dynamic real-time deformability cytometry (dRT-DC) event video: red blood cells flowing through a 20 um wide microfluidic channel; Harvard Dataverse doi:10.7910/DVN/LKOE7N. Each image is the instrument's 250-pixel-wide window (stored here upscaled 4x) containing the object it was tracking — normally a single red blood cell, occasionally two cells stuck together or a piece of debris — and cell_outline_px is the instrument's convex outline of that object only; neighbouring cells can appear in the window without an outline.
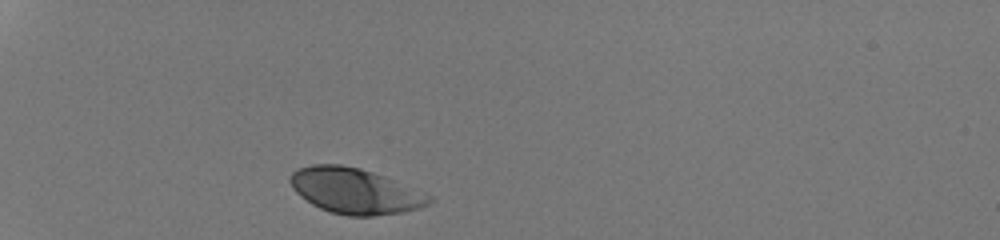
{"species": "human", "species_latin": "Homo sapiens", "temperature_condition": "room temperature", "stored_images_in_passage": 29, "camera_frame_rate_fps": 3000, "um_per_image_px": 0.085, "donor": {"sex": "male"}, "frame": {"image": 1, "passage_image": 1, "time_ms": 0.0, "image_size_px": [1000, 240], "cell_outline_px": [[432, 200], [428, 204], [416, 208], [400, 212], [372, 216], [348, 216], [332, 212], [320, 208], [312, 204], [300, 196], [292, 188], [288, 180], [288, 176], [292, 172], [300, 168], [312, 164], [340, 164], [360, 168], [384, 176], [432, 196]], "centroid_in_image_um": [30.11, 16.22], "position_along_channel_um": 54.9, "area_um2": 36.59}}
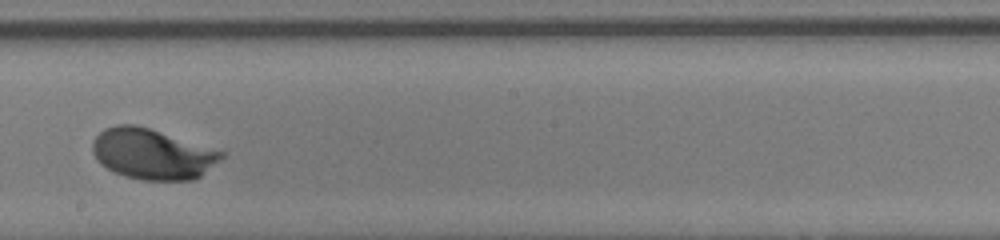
{"frame": {"image": 2, "passage_image": 17, "time_ms": 5.333, "image_size_px": [1000, 240], "cell_outline_px": [[224, 156], [220, 160], [200, 176], [192, 180], [144, 180], [124, 176], [100, 164], [92, 152], [92, 140], [104, 128], [116, 124], [136, 124], [224, 152]], "centroid_in_image_um": [12.9, 13.08], "position_along_channel_um": 235.3, "area_um2": 37.69}}
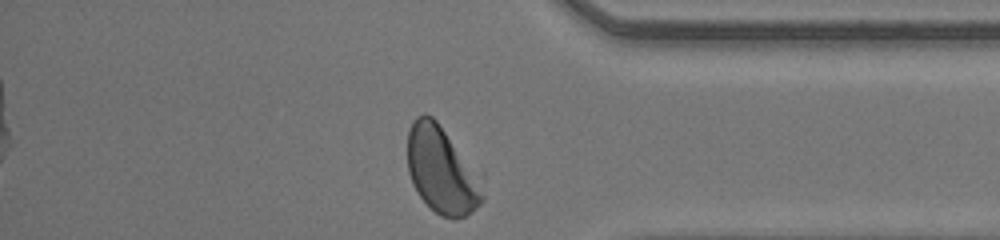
{"frame": {"image": 3, "passage_image": 29, "time_ms": 9.333, "image_size_px": [1000, 240], "cell_outline_px": [[484, 200], [476, 208], [464, 216], [456, 220], [452, 220], [440, 216], [420, 196], [412, 184], [408, 172], [408, 128], [412, 120], [416, 116], [424, 112], [432, 116], [436, 120], [444, 132], [484, 196]], "centroid_in_image_um": [37.39, 14.5], "position_along_channel_um": 397.8, "area_um2": 35.66}, "authors_computed_cell_mechanics": {"area_um2": 37.5122, "velocity_mm_per_s": 4.2033, "shape_relaxation_time_tau1_ms": 1.824, "shape_relaxation_time_tau2_ms": null, "deformation_change_tau1": 0.142, "deformation_change_tau2": null}}